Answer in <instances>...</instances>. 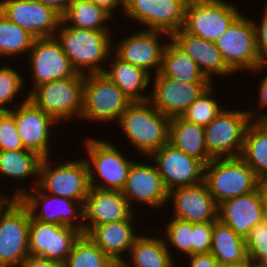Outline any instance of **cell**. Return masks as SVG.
<instances>
[{
	"mask_svg": "<svg viewBox=\"0 0 267 267\" xmlns=\"http://www.w3.org/2000/svg\"><path fill=\"white\" fill-rule=\"evenodd\" d=\"M56 33L54 37L77 73H104L106 66L103 63H108L113 52L114 37L110 30L78 29L60 23Z\"/></svg>",
	"mask_w": 267,
	"mask_h": 267,
	"instance_id": "1",
	"label": "cell"
},
{
	"mask_svg": "<svg viewBox=\"0 0 267 267\" xmlns=\"http://www.w3.org/2000/svg\"><path fill=\"white\" fill-rule=\"evenodd\" d=\"M169 121V117L145 101L132 102L119 117L118 124L122 134L144 158L168 142Z\"/></svg>",
	"mask_w": 267,
	"mask_h": 267,
	"instance_id": "2",
	"label": "cell"
},
{
	"mask_svg": "<svg viewBox=\"0 0 267 267\" xmlns=\"http://www.w3.org/2000/svg\"><path fill=\"white\" fill-rule=\"evenodd\" d=\"M83 143L88 153L85 160L89 168L90 187L122 191L134 160L127 158L128 155H124L107 139L86 137Z\"/></svg>",
	"mask_w": 267,
	"mask_h": 267,
	"instance_id": "3",
	"label": "cell"
},
{
	"mask_svg": "<svg viewBox=\"0 0 267 267\" xmlns=\"http://www.w3.org/2000/svg\"><path fill=\"white\" fill-rule=\"evenodd\" d=\"M259 178L240 158H214L205 165L204 183L217 205L257 190Z\"/></svg>",
	"mask_w": 267,
	"mask_h": 267,
	"instance_id": "4",
	"label": "cell"
},
{
	"mask_svg": "<svg viewBox=\"0 0 267 267\" xmlns=\"http://www.w3.org/2000/svg\"><path fill=\"white\" fill-rule=\"evenodd\" d=\"M52 157L42 158L37 188L44 193L82 203L90 190L89 168L85 158L65 160L56 165Z\"/></svg>",
	"mask_w": 267,
	"mask_h": 267,
	"instance_id": "5",
	"label": "cell"
},
{
	"mask_svg": "<svg viewBox=\"0 0 267 267\" xmlns=\"http://www.w3.org/2000/svg\"><path fill=\"white\" fill-rule=\"evenodd\" d=\"M132 102L105 74L84 75L83 107L80 120L115 122ZM87 120V121H86Z\"/></svg>",
	"mask_w": 267,
	"mask_h": 267,
	"instance_id": "6",
	"label": "cell"
},
{
	"mask_svg": "<svg viewBox=\"0 0 267 267\" xmlns=\"http://www.w3.org/2000/svg\"><path fill=\"white\" fill-rule=\"evenodd\" d=\"M83 88L84 75L78 73L68 79L41 84L27 95L29 100L60 124L61 121L80 119Z\"/></svg>",
	"mask_w": 267,
	"mask_h": 267,
	"instance_id": "7",
	"label": "cell"
},
{
	"mask_svg": "<svg viewBox=\"0 0 267 267\" xmlns=\"http://www.w3.org/2000/svg\"><path fill=\"white\" fill-rule=\"evenodd\" d=\"M225 64L234 72L257 73L264 71L258 56L253 20L243 13L215 41Z\"/></svg>",
	"mask_w": 267,
	"mask_h": 267,
	"instance_id": "8",
	"label": "cell"
},
{
	"mask_svg": "<svg viewBox=\"0 0 267 267\" xmlns=\"http://www.w3.org/2000/svg\"><path fill=\"white\" fill-rule=\"evenodd\" d=\"M227 0H188L183 29L194 36L215 42L242 14Z\"/></svg>",
	"mask_w": 267,
	"mask_h": 267,
	"instance_id": "9",
	"label": "cell"
},
{
	"mask_svg": "<svg viewBox=\"0 0 267 267\" xmlns=\"http://www.w3.org/2000/svg\"><path fill=\"white\" fill-rule=\"evenodd\" d=\"M251 122L247 109L228 110L224 107L216 118L204 127L209 155L213 159L240 157L246 129Z\"/></svg>",
	"mask_w": 267,
	"mask_h": 267,
	"instance_id": "10",
	"label": "cell"
},
{
	"mask_svg": "<svg viewBox=\"0 0 267 267\" xmlns=\"http://www.w3.org/2000/svg\"><path fill=\"white\" fill-rule=\"evenodd\" d=\"M17 187L15 185L12 197L20 199L34 220L69 226L81 231V202L44 193L37 187H34V190L28 189V186L26 188L25 185Z\"/></svg>",
	"mask_w": 267,
	"mask_h": 267,
	"instance_id": "11",
	"label": "cell"
},
{
	"mask_svg": "<svg viewBox=\"0 0 267 267\" xmlns=\"http://www.w3.org/2000/svg\"><path fill=\"white\" fill-rule=\"evenodd\" d=\"M28 208L14 199L0 214V267H19L29 255Z\"/></svg>",
	"mask_w": 267,
	"mask_h": 267,
	"instance_id": "12",
	"label": "cell"
},
{
	"mask_svg": "<svg viewBox=\"0 0 267 267\" xmlns=\"http://www.w3.org/2000/svg\"><path fill=\"white\" fill-rule=\"evenodd\" d=\"M188 0H129L126 19L143 24L147 30L162 31L170 36L183 28Z\"/></svg>",
	"mask_w": 267,
	"mask_h": 267,
	"instance_id": "13",
	"label": "cell"
},
{
	"mask_svg": "<svg viewBox=\"0 0 267 267\" xmlns=\"http://www.w3.org/2000/svg\"><path fill=\"white\" fill-rule=\"evenodd\" d=\"M19 102L20 105H15L10 112L13 114L24 148L36 152L42 158L51 157V128L55 129L58 122L29 100L28 95L25 94L24 99L18 100Z\"/></svg>",
	"mask_w": 267,
	"mask_h": 267,
	"instance_id": "14",
	"label": "cell"
},
{
	"mask_svg": "<svg viewBox=\"0 0 267 267\" xmlns=\"http://www.w3.org/2000/svg\"><path fill=\"white\" fill-rule=\"evenodd\" d=\"M162 34V35H161ZM165 35V37L163 36ZM171 36L162 31H154L138 28L132 35L122 37L118 44L113 41V53L121 60L144 69L152 76L158 74L161 68L163 52Z\"/></svg>",
	"mask_w": 267,
	"mask_h": 267,
	"instance_id": "15",
	"label": "cell"
},
{
	"mask_svg": "<svg viewBox=\"0 0 267 267\" xmlns=\"http://www.w3.org/2000/svg\"><path fill=\"white\" fill-rule=\"evenodd\" d=\"M28 55L33 83L28 94L41 84L78 74L55 37L35 38Z\"/></svg>",
	"mask_w": 267,
	"mask_h": 267,
	"instance_id": "16",
	"label": "cell"
},
{
	"mask_svg": "<svg viewBox=\"0 0 267 267\" xmlns=\"http://www.w3.org/2000/svg\"><path fill=\"white\" fill-rule=\"evenodd\" d=\"M147 158L156 165L168 191L198 185L204 181L205 164L168 142Z\"/></svg>",
	"mask_w": 267,
	"mask_h": 267,
	"instance_id": "17",
	"label": "cell"
},
{
	"mask_svg": "<svg viewBox=\"0 0 267 267\" xmlns=\"http://www.w3.org/2000/svg\"><path fill=\"white\" fill-rule=\"evenodd\" d=\"M154 77V78H153ZM151 77L149 102L165 116H182L187 108L208 89L212 82H181L162 76Z\"/></svg>",
	"mask_w": 267,
	"mask_h": 267,
	"instance_id": "18",
	"label": "cell"
},
{
	"mask_svg": "<svg viewBox=\"0 0 267 267\" xmlns=\"http://www.w3.org/2000/svg\"><path fill=\"white\" fill-rule=\"evenodd\" d=\"M83 233L59 224L43 223L31 217L29 225V255L65 263L74 243Z\"/></svg>",
	"mask_w": 267,
	"mask_h": 267,
	"instance_id": "19",
	"label": "cell"
},
{
	"mask_svg": "<svg viewBox=\"0 0 267 267\" xmlns=\"http://www.w3.org/2000/svg\"><path fill=\"white\" fill-rule=\"evenodd\" d=\"M140 162L133 161L121 192L132 209L134 208L132 203L135 201L159 212L161 208L164 209L166 204L168 205L169 191L164 186L162 177L153 161L151 160V164L142 160Z\"/></svg>",
	"mask_w": 267,
	"mask_h": 267,
	"instance_id": "20",
	"label": "cell"
},
{
	"mask_svg": "<svg viewBox=\"0 0 267 267\" xmlns=\"http://www.w3.org/2000/svg\"><path fill=\"white\" fill-rule=\"evenodd\" d=\"M0 12L35 38L54 37L61 16L38 0H0Z\"/></svg>",
	"mask_w": 267,
	"mask_h": 267,
	"instance_id": "21",
	"label": "cell"
},
{
	"mask_svg": "<svg viewBox=\"0 0 267 267\" xmlns=\"http://www.w3.org/2000/svg\"><path fill=\"white\" fill-rule=\"evenodd\" d=\"M134 211L121 191L90 187L82 202L81 232L86 234L93 226L129 219Z\"/></svg>",
	"mask_w": 267,
	"mask_h": 267,
	"instance_id": "22",
	"label": "cell"
},
{
	"mask_svg": "<svg viewBox=\"0 0 267 267\" xmlns=\"http://www.w3.org/2000/svg\"><path fill=\"white\" fill-rule=\"evenodd\" d=\"M170 201L173 205V218L191 223L218 220V205L204 182L171 189L168 193V204Z\"/></svg>",
	"mask_w": 267,
	"mask_h": 267,
	"instance_id": "23",
	"label": "cell"
},
{
	"mask_svg": "<svg viewBox=\"0 0 267 267\" xmlns=\"http://www.w3.org/2000/svg\"><path fill=\"white\" fill-rule=\"evenodd\" d=\"M137 214L118 222L93 226L86 235L117 265H120L129 254L137 233L135 224ZM126 253V254H125ZM124 254V256H122Z\"/></svg>",
	"mask_w": 267,
	"mask_h": 267,
	"instance_id": "24",
	"label": "cell"
},
{
	"mask_svg": "<svg viewBox=\"0 0 267 267\" xmlns=\"http://www.w3.org/2000/svg\"><path fill=\"white\" fill-rule=\"evenodd\" d=\"M264 210L260 195L254 192L228 199L218 205V220L246 238L250 230L263 222Z\"/></svg>",
	"mask_w": 267,
	"mask_h": 267,
	"instance_id": "25",
	"label": "cell"
},
{
	"mask_svg": "<svg viewBox=\"0 0 267 267\" xmlns=\"http://www.w3.org/2000/svg\"><path fill=\"white\" fill-rule=\"evenodd\" d=\"M171 38L195 61L203 74L214 83V76H229L234 72L225 64V61L216 47L215 42L204 40L187 33L183 28L175 32Z\"/></svg>",
	"mask_w": 267,
	"mask_h": 267,
	"instance_id": "26",
	"label": "cell"
},
{
	"mask_svg": "<svg viewBox=\"0 0 267 267\" xmlns=\"http://www.w3.org/2000/svg\"><path fill=\"white\" fill-rule=\"evenodd\" d=\"M109 60V68H106L104 73L122 90L130 101H148L150 93H145L148 90V86L150 87L152 75L142 68L121 60L114 53L110 54Z\"/></svg>",
	"mask_w": 267,
	"mask_h": 267,
	"instance_id": "27",
	"label": "cell"
},
{
	"mask_svg": "<svg viewBox=\"0 0 267 267\" xmlns=\"http://www.w3.org/2000/svg\"><path fill=\"white\" fill-rule=\"evenodd\" d=\"M168 143L205 165L213 159L206 147L204 127L187 121L182 116L170 118Z\"/></svg>",
	"mask_w": 267,
	"mask_h": 267,
	"instance_id": "28",
	"label": "cell"
},
{
	"mask_svg": "<svg viewBox=\"0 0 267 267\" xmlns=\"http://www.w3.org/2000/svg\"><path fill=\"white\" fill-rule=\"evenodd\" d=\"M154 236L140 234L130 248L128 254L130 257L120 265L122 267H177L175 263L177 261L174 260L176 258L167 249L163 237Z\"/></svg>",
	"mask_w": 267,
	"mask_h": 267,
	"instance_id": "29",
	"label": "cell"
},
{
	"mask_svg": "<svg viewBox=\"0 0 267 267\" xmlns=\"http://www.w3.org/2000/svg\"><path fill=\"white\" fill-rule=\"evenodd\" d=\"M159 73L181 82H211L171 37L164 49Z\"/></svg>",
	"mask_w": 267,
	"mask_h": 267,
	"instance_id": "30",
	"label": "cell"
},
{
	"mask_svg": "<svg viewBox=\"0 0 267 267\" xmlns=\"http://www.w3.org/2000/svg\"><path fill=\"white\" fill-rule=\"evenodd\" d=\"M210 253L223 267L248 260L245 238L219 220L213 225Z\"/></svg>",
	"mask_w": 267,
	"mask_h": 267,
	"instance_id": "31",
	"label": "cell"
},
{
	"mask_svg": "<svg viewBox=\"0 0 267 267\" xmlns=\"http://www.w3.org/2000/svg\"><path fill=\"white\" fill-rule=\"evenodd\" d=\"M41 161L42 157L31 150H2L0 151V177L15 179V182H25L27 178L33 177L35 181L31 184L30 189H32L38 185Z\"/></svg>",
	"mask_w": 267,
	"mask_h": 267,
	"instance_id": "32",
	"label": "cell"
},
{
	"mask_svg": "<svg viewBox=\"0 0 267 267\" xmlns=\"http://www.w3.org/2000/svg\"><path fill=\"white\" fill-rule=\"evenodd\" d=\"M110 20L113 21V16L109 12L89 0H74L61 16L66 27L94 31L111 30Z\"/></svg>",
	"mask_w": 267,
	"mask_h": 267,
	"instance_id": "33",
	"label": "cell"
},
{
	"mask_svg": "<svg viewBox=\"0 0 267 267\" xmlns=\"http://www.w3.org/2000/svg\"><path fill=\"white\" fill-rule=\"evenodd\" d=\"M240 158L259 179L267 177V121L248 125Z\"/></svg>",
	"mask_w": 267,
	"mask_h": 267,
	"instance_id": "34",
	"label": "cell"
},
{
	"mask_svg": "<svg viewBox=\"0 0 267 267\" xmlns=\"http://www.w3.org/2000/svg\"><path fill=\"white\" fill-rule=\"evenodd\" d=\"M35 37L0 12V57L28 54ZM28 52V53H27Z\"/></svg>",
	"mask_w": 267,
	"mask_h": 267,
	"instance_id": "35",
	"label": "cell"
},
{
	"mask_svg": "<svg viewBox=\"0 0 267 267\" xmlns=\"http://www.w3.org/2000/svg\"><path fill=\"white\" fill-rule=\"evenodd\" d=\"M65 267H115L114 263L86 234L74 243Z\"/></svg>",
	"mask_w": 267,
	"mask_h": 267,
	"instance_id": "36",
	"label": "cell"
},
{
	"mask_svg": "<svg viewBox=\"0 0 267 267\" xmlns=\"http://www.w3.org/2000/svg\"><path fill=\"white\" fill-rule=\"evenodd\" d=\"M215 88L216 85L213 83L187 108L182 117L202 127L210 124L224 108L219 100L214 98Z\"/></svg>",
	"mask_w": 267,
	"mask_h": 267,
	"instance_id": "37",
	"label": "cell"
},
{
	"mask_svg": "<svg viewBox=\"0 0 267 267\" xmlns=\"http://www.w3.org/2000/svg\"><path fill=\"white\" fill-rule=\"evenodd\" d=\"M163 233L165 245L170 253L171 249H176L181 255L183 253V256L192 255L193 223L170 217Z\"/></svg>",
	"mask_w": 267,
	"mask_h": 267,
	"instance_id": "38",
	"label": "cell"
},
{
	"mask_svg": "<svg viewBox=\"0 0 267 267\" xmlns=\"http://www.w3.org/2000/svg\"><path fill=\"white\" fill-rule=\"evenodd\" d=\"M11 65L0 67V105L7 111L12 110V101L23 91L25 79ZM11 105H9V104ZM11 107V108H10Z\"/></svg>",
	"mask_w": 267,
	"mask_h": 267,
	"instance_id": "39",
	"label": "cell"
},
{
	"mask_svg": "<svg viewBox=\"0 0 267 267\" xmlns=\"http://www.w3.org/2000/svg\"><path fill=\"white\" fill-rule=\"evenodd\" d=\"M245 242L248 259L258 264L267 256V227L263 222L250 230Z\"/></svg>",
	"mask_w": 267,
	"mask_h": 267,
	"instance_id": "40",
	"label": "cell"
},
{
	"mask_svg": "<svg viewBox=\"0 0 267 267\" xmlns=\"http://www.w3.org/2000/svg\"><path fill=\"white\" fill-rule=\"evenodd\" d=\"M23 149L25 148L17 131L13 114L7 111L0 118V151Z\"/></svg>",
	"mask_w": 267,
	"mask_h": 267,
	"instance_id": "41",
	"label": "cell"
},
{
	"mask_svg": "<svg viewBox=\"0 0 267 267\" xmlns=\"http://www.w3.org/2000/svg\"><path fill=\"white\" fill-rule=\"evenodd\" d=\"M214 223H193L192 255L211 251Z\"/></svg>",
	"mask_w": 267,
	"mask_h": 267,
	"instance_id": "42",
	"label": "cell"
},
{
	"mask_svg": "<svg viewBox=\"0 0 267 267\" xmlns=\"http://www.w3.org/2000/svg\"><path fill=\"white\" fill-rule=\"evenodd\" d=\"M265 5L261 22L256 23L253 20L258 56L263 66H267V2Z\"/></svg>",
	"mask_w": 267,
	"mask_h": 267,
	"instance_id": "43",
	"label": "cell"
},
{
	"mask_svg": "<svg viewBox=\"0 0 267 267\" xmlns=\"http://www.w3.org/2000/svg\"><path fill=\"white\" fill-rule=\"evenodd\" d=\"M266 71H267V66H266ZM258 82H260V85L257 87L259 89L258 103H257L258 106H255V108L258 107L259 111L257 110L252 111L249 109L248 113L250 114L252 121H267V113H266L267 111L264 112V110L267 109V73H265L264 77L261 78L260 81Z\"/></svg>",
	"mask_w": 267,
	"mask_h": 267,
	"instance_id": "44",
	"label": "cell"
},
{
	"mask_svg": "<svg viewBox=\"0 0 267 267\" xmlns=\"http://www.w3.org/2000/svg\"><path fill=\"white\" fill-rule=\"evenodd\" d=\"M187 257L190 267H223L210 252L188 255Z\"/></svg>",
	"mask_w": 267,
	"mask_h": 267,
	"instance_id": "45",
	"label": "cell"
},
{
	"mask_svg": "<svg viewBox=\"0 0 267 267\" xmlns=\"http://www.w3.org/2000/svg\"><path fill=\"white\" fill-rule=\"evenodd\" d=\"M19 267H65L63 263L52 262L38 256L28 255Z\"/></svg>",
	"mask_w": 267,
	"mask_h": 267,
	"instance_id": "46",
	"label": "cell"
},
{
	"mask_svg": "<svg viewBox=\"0 0 267 267\" xmlns=\"http://www.w3.org/2000/svg\"><path fill=\"white\" fill-rule=\"evenodd\" d=\"M90 2L96 4L97 6H100L104 8L107 12H109L112 16L117 17L114 15V11L116 13V10L121 11L124 13L125 4L121 0H89ZM121 8V9H118Z\"/></svg>",
	"mask_w": 267,
	"mask_h": 267,
	"instance_id": "47",
	"label": "cell"
},
{
	"mask_svg": "<svg viewBox=\"0 0 267 267\" xmlns=\"http://www.w3.org/2000/svg\"><path fill=\"white\" fill-rule=\"evenodd\" d=\"M62 16L74 0H38Z\"/></svg>",
	"mask_w": 267,
	"mask_h": 267,
	"instance_id": "48",
	"label": "cell"
},
{
	"mask_svg": "<svg viewBox=\"0 0 267 267\" xmlns=\"http://www.w3.org/2000/svg\"><path fill=\"white\" fill-rule=\"evenodd\" d=\"M264 214H267V177L260 178L257 185Z\"/></svg>",
	"mask_w": 267,
	"mask_h": 267,
	"instance_id": "49",
	"label": "cell"
},
{
	"mask_svg": "<svg viewBox=\"0 0 267 267\" xmlns=\"http://www.w3.org/2000/svg\"><path fill=\"white\" fill-rule=\"evenodd\" d=\"M4 190L0 191V214L14 200L9 194H4Z\"/></svg>",
	"mask_w": 267,
	"mask_h": 267,
	"instance_id": "50",
	"label": "cell"
},
{
	"mask_svg": "<svg viewBox=\"0 0 267 267\" xmlns=\"http://www.w3.org/2000/svg\"><path fill=\"white\" fill-rule=\"evenodd\" d=\"M227 267H259L258 264L253 262L252 260L248 259L247 261L240 263V264H235V265H230Z\"/></svg>",
	"mask_w": 267,
	"mask_h": 267,
	"instance_id": "51",
	"label": "cell"
},
{
	"mask_svg": "<svg viewBox=\"0 0 267 267\" xmlns=\"http://www.w3.org/2000/svg\"><path fill=\"white\" fill-rule=\"evenodd\" d=\"M259 267H267V256H265L259 263Z\"/></svg>",
	"mask_w": 267,
	"mask_h": 267,
	"instance_id": "52",
	"label": "cell"
},
{
	"mask_svg": "<svg viewBox=\"0 0 267 267\" xmlns=\"http://www.w3.org/2000/svg\"><path fill=\"white\" fill-rule=\"evenodd\" d=\"M7 112L5 108L0 105V118Z\"/></svg>",
	"mask_w": 267,
	"mask_h": 267,
	"instance_id": "53",
	"label": "cell"
},
{
	"mask_svg": "<svg viewBox=\"0 0 267 267\" xmlns=\"http://www.w3.org/2000/svg\"><path fill=\"white\" fill-rule=\"evenodd\" d=\"M263 224L267 227V214H264Z\"/></svg>",
	"mask_w": 267,
	"mask_h": 267,
	"instance_id": "54",
	"label": "cell"
},
{
	"mask_svg": "<svg viewBox=\"0 0 267 267\" xmlns=\"http://www.w3.org/2000/svg\"><path fill=\"white\" fill-rule=\"evenodd\" d=\"M124 4H126L129 0H121Z\"/></svg>",
	"mask_w": 267,
	"mask_h": 267,
	"instance_id": "55",
	"label": "cell"
}]
</instances>
